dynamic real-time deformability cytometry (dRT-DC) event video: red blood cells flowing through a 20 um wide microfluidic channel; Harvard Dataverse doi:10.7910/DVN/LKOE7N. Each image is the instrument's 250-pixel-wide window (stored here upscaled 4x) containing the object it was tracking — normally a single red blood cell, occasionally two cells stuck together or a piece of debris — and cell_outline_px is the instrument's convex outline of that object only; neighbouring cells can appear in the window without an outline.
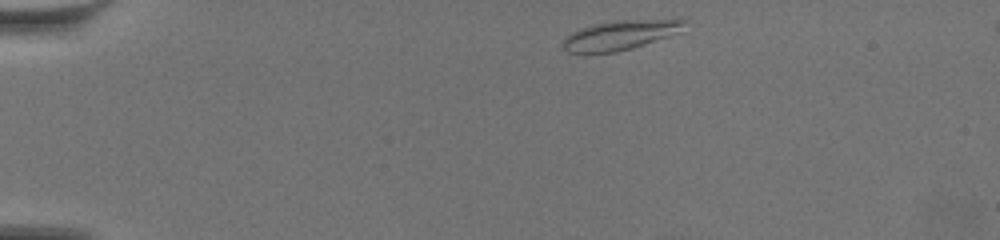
{"species": "common noctule bat (a hibernating species)", "species_latin": "Nyctalus noctula", "temperature_condition": "warm", "stored_images_in_passage": 50, "camera_frame_rate_fps": 3000, "um_per_image_px": 0.085, "animal": {"sex": "female", "body_mass_g": 19.5, "forearm_length_mm": 54.1}, "frame": {"image": 1, "passage_image": 1, "time_ms": 0.0, "image_size_px": [1000, 240], "cell_outline_px": [[688, 20], [680, 32], [632, 48], [616, 52], [568, 52], [564, 48], [564, 40], [572, 32], [580, 28], [592, 24], [616, 20]], "centroid_in_image_um": [52.72, 2.97], "position_along_channel_um": 32.3, "area_um2": 20.35}}
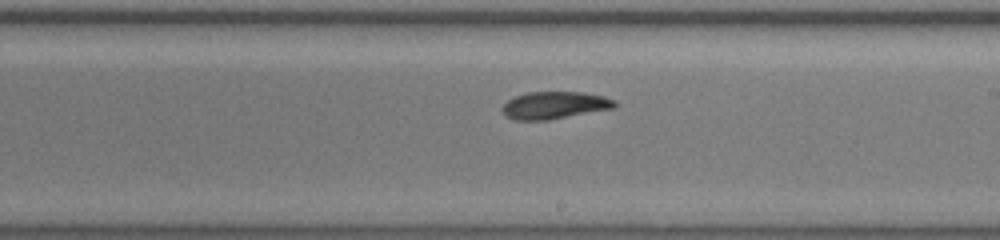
{"frame": {"image": 2, "passage_image": 26, "time_ms": 8.333, "image_size_px": [1000, 240], "cell_outline_px": [[616, 104], [612, 108], [548, 120], [516, 120], [508, 116], [504, 112], [504, 104], [508, 100], [516, 96], [528, 92], [584, 92], [604, 96], [616, 100]], "centroid_in_image_um": [47.17, 8.93], "position_along_channel_um": 241.8, "area_um2": 17.57}}
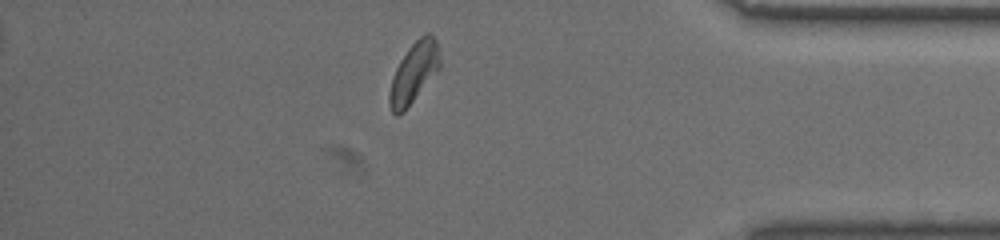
{"frame": {"image": 3, "passage_image": 42, "time_ms": 13.667, "image_size_px": [1000, 240], "cell_outline_px": [[440, 68], [404, 112], [396, 116], [392, 112], [388, 104], [388, 96], [392, 76], [400, 60], [408, 48], [424, 32], [428, 32], [436, 40], [440, 56]], "centroid_in_image_um": [35.16, 6.19], "position_along_channel_um": 400.0, "area_um2": 17.86}, "authors_computed_cell_mechanics": {"area_um2": 18.2937, "velocity_mm_per_s": 3.4449, "shape_relaxation_time_tau1_ms": 5.4648, "shape_relaxation_time_tau2_ms": 2.9088, "deformation_change_tau1": 0.1474, "deformation_change_tau2": 0.0727}}